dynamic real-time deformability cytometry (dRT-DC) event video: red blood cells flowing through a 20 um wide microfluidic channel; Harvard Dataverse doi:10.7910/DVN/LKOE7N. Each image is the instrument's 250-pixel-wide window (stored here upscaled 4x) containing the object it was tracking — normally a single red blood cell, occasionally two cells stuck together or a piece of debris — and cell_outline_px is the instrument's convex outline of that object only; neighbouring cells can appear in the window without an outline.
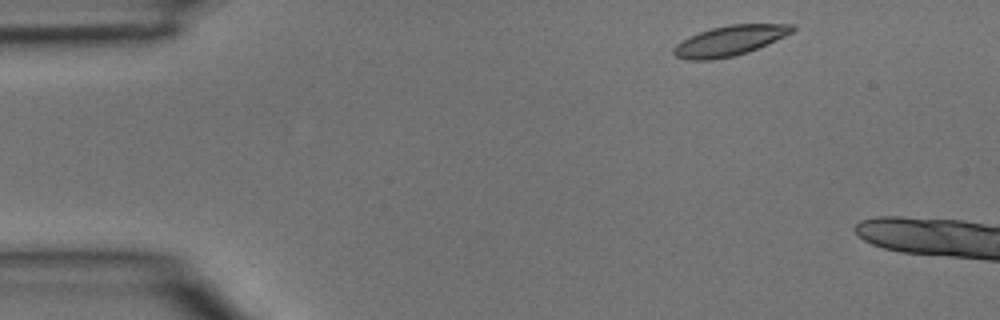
{"species": "common noctule bat (a hibernating species)", "species_latin": "Nyctalus noctula", "temperature_condition": "room temperature", "stored_images_in_passage": 3, "camera_frame_rate_fps": 3000, "um_per_image_px": 0.085, "animal": {"sex": "male", "body_mass_g": 15.6}, "frame": {"image": 1, "passage_image": 1, "time_ms": 0.0, "image_size_px": [1000, 320], "cell_outline_px": [[796, 28], [792, 32], [784, 36], [748, 52], [732, 56], [712, 60], [688, 60], [676, 56], [672, 52], [672, 48], [676, 44], [700, 32], [712, 28], [732, 24], [796, 24]], "centroid_in_image_um": [62.02, 3.46], "position_along_channel_um": 23.0, "area_um2": 20.52}}